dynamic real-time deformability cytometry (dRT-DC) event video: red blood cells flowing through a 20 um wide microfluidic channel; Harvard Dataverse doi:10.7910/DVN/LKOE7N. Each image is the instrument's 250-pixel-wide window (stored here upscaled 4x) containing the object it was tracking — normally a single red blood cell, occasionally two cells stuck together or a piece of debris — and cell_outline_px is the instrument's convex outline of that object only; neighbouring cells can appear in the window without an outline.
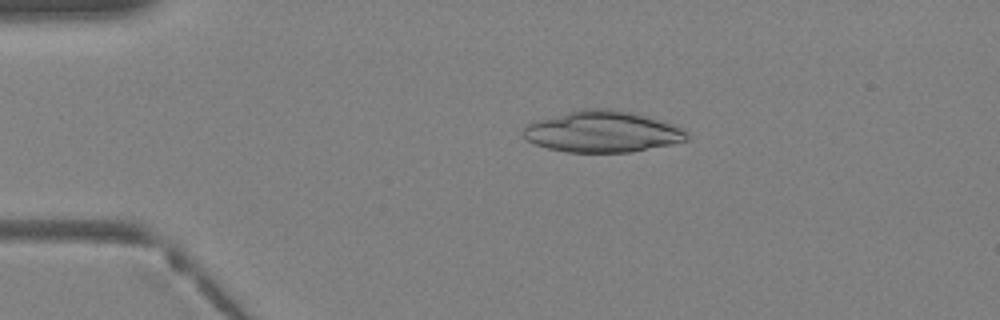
{"species": "Egyptian fruit bat (a non-hibernating species)", "species_latin": "Rousettus aegyptiacus", "temperature_condition": "warm", "stored_images_in_passage": 17, "camera_frame_rate_fps": 3000, "um_per_image_px": 0.085, "animal": {"sex": "female"}, "frame": {"image": 1, "passage_image": 8, "time_ms": 2.333, "image_size_px": [1000, 320], "cell_outline_px": [[688, 140], [672, 144], [628, 152], [568, 152], [548, 148], [536, 144], [528, 140], [520, 132], [524, 124], [536, 120], [580, 108], [608, 108], [636, 112], [664, 120], [680, 128], [688, 136]], "centroid_in_image_um": [51.17, 11.16], "position_along_channel_um": 33.8, "area_um2": 39.71}}
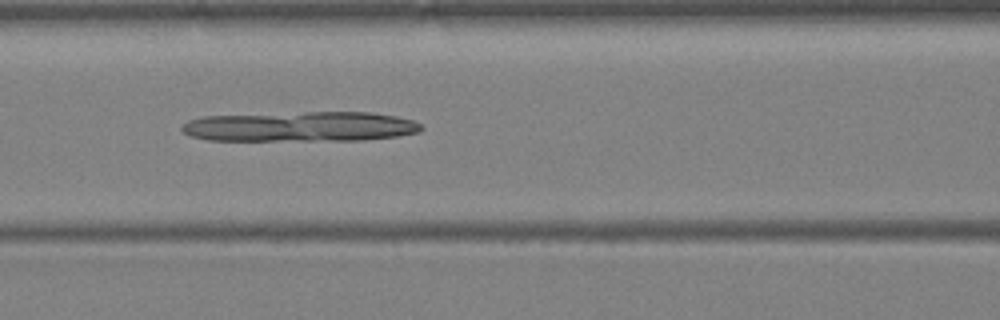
{"frame": {"image": 2, "passage_image": 17, "time_ms": 5.333, "image_size_px": [1000, 320], "cell_outline_px": [[424, 128], [420, 132], [396, 136], [360, 140], [208, 140], [192, 136], [184, 132], [180, 128], [188, 120], [204, 116], [304, 112], [372, 112], [396, 116], [412, 120], [420, 124]], "centroid_in_image_um": [25.56, 10.75], "position_along_channel_um": 141.0, "area_um2": 41.79}}